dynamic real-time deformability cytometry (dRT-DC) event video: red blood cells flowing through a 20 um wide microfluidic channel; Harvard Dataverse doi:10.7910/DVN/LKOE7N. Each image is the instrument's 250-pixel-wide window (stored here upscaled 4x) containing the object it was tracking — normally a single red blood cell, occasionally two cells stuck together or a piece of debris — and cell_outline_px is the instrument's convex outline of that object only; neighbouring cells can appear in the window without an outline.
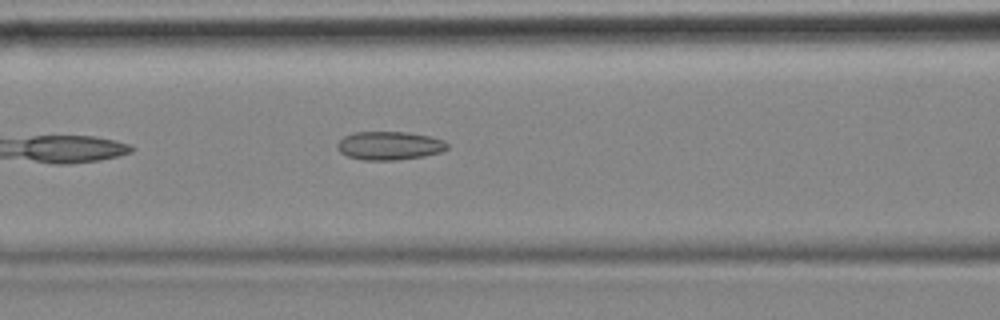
{"species": "common noctule bat (a hibernating species)", "species_latin": "Nyctalus noctula", "temperature_condition": "cold", "stored_images_in_passage": 6, "camera_frame_rate_fps": 3000, "um_per_image_px": 0.085, "animal": {"sex": "female", "body_mass_g": 18.4}, "frame": {"image": 1, "passage_image": 6, "time_ms": 1.667, "image_size_px": [1000, 320], "cell_outline_px": [[448, 148], [440, 152], [424, 156], [396, 160], [364, 160], [348, 156], [340, 152], [336, 148], [336, 144], [344, 136], [352, 132], [408, 132], [432, 136], [444, 140], [448, 144]], "centroid_in_image_um": [33.1, 12.37], "position_along_channel_um": 133.5, "area_um2": 18.38}}